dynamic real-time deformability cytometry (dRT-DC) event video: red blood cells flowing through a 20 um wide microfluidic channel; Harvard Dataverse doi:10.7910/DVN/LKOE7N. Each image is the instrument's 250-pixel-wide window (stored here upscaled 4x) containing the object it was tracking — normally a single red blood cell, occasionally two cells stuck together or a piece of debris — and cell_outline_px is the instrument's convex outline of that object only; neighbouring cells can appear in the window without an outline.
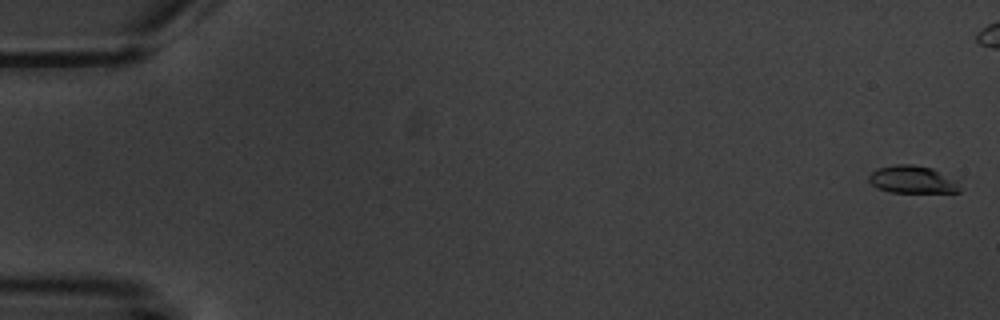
{"species": "common noctule bat (a hibernating species)", "species_latin": "Nyctalus noctula", "temperature_condition": "warm", "stored_images_in_passage": 6, "camera_frame_rate_fps": 3000, "um_per_image_px": 0.085, "animal": {"sex": "male", "body_mass_g": 20.1, "forearm_length_mm": 53.5}, "frame": {"image": 1, "passage_image": 1, "time_ms": 0.0, "image_size_px": [1000, 320], "cell_outline_px": [[964, 188], [960, 192], [892, 192], [876, 188], [868, 180], [868, 176], [876, 168], [896, 164], [912, 164], [932, 168], [956, 180]], "centroid_in_image_um": [77.57, 15.26], "position_along_channel_um": 7.4, "area_um2": 14.74}}